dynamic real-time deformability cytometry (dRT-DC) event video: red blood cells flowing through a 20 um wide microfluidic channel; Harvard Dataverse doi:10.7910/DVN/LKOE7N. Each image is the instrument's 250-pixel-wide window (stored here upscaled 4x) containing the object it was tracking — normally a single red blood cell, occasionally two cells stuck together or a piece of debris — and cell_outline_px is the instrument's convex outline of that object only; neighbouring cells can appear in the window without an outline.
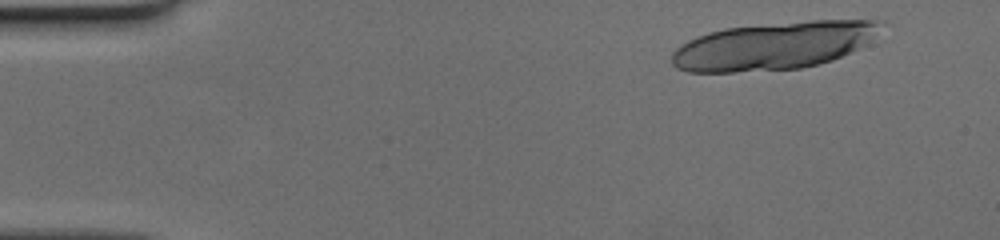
{"species": "human", "species_latin": "Homo sapiens", "temperature_condition": "cold", "stored_images_in_passage": 18, "camera_frame_rate_fps": 3000, "um_per_image_px": 0.085, "donor": {"sex": "female"}, "frame": {"image": 1, "passage_image": 4, "time_ms": 1.0, "image_size_px": [1000, 240], "cell_outline_px": [[892, 24], [856, 48], [832, 60], [800, 68], [732, 72], [688, 72], [676, 68], [672, 64], [672, 52], [680, 44], [688, 40], [708, 32], [724, 28], [812, 20], [884, 20]], "centroid_in_image_um": [65.77, 3.87], "position_along_channel_um": 19.2, "area_um2": 57.97}}